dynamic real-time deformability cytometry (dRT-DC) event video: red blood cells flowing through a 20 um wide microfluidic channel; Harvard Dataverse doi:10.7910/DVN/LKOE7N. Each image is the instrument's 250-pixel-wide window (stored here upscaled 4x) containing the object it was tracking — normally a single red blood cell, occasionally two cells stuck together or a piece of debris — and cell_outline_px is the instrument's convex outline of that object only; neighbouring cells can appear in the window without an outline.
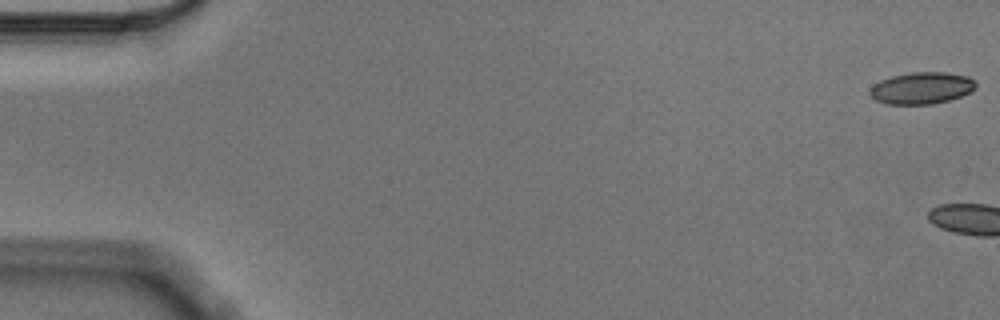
{"species": "Egyptian fruit bat (a non-hibernating species)", "species_latin": "Rousettus aegyptiacus", "temperature_condition": "cold", "stored_images_in_passage": 10, "camera_frame_rate_fps": 3000, "um_per_image_px": 0.085, "animal": {"sex": "male"}, "frame": {"image": 1, "passage_image": 1, "time_ms": 0.0, "image_size_px": [1000, 320], "cell_outline_px": [[976, 88], [972, 92], [948, 100], [932, 104], [888, 104], [876, 100], [868, 92], [872, 84], [880, 80], [892, 76], [912, 72], [944, 72], [968, 76], [976, 80]], "centroid_in_image_um": [78.35, 7.48], "position_along_channel_um": 6.6, "area_um2": 19.77}}
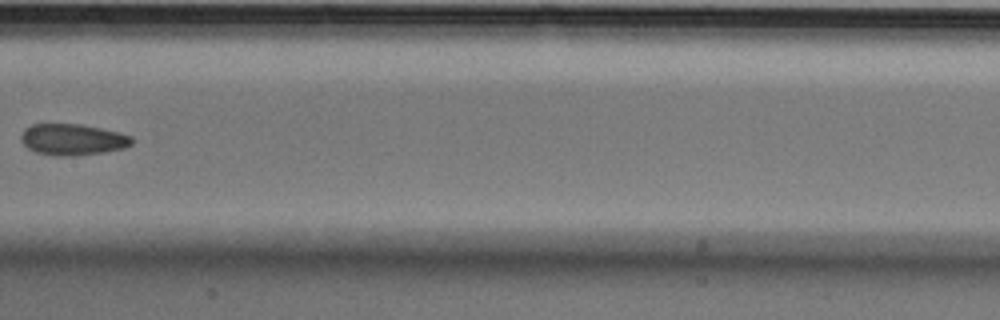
{"frame": {"image": 2, "passage_image": 9, "time_ms": 2.667, "image_size_px": [1000, 320], "cell_outline_px": [[132, 144], [124, 148], [104, 152], [76, 156], [52, 156], [36, 152], [28, 148], [20, 140], [20, 136], [24, 128], [32, 124], [80, 124], [120, 132], [132, 136]], "centroid_in_image_um": [6.16, 11.86], "position_along_channel_um": 201.2, "area_um2": 20.4}}
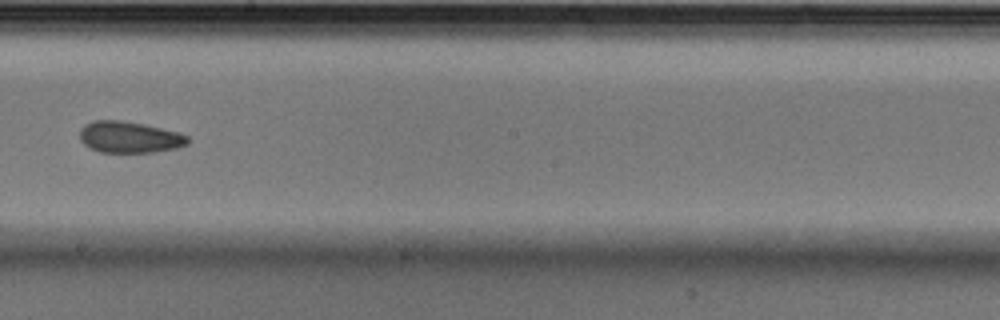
{"frame": {"image": 3, "passage_image": 10, "time_ms": 3.0, "image_size_px": [1000, 320], "cell_outline_px": [[188, 144], [176, 148], [156, 152], [100, 152], [88, 148], [80, 140], [80, 128], [84, 124], [92, 120], [120, 120], [144, 124], [180, 132], [188, 136]], "centroid_in_image_um": [10.98, 11.65], "position_along_channel_um": 237.2, "area_um2": 20.0}}